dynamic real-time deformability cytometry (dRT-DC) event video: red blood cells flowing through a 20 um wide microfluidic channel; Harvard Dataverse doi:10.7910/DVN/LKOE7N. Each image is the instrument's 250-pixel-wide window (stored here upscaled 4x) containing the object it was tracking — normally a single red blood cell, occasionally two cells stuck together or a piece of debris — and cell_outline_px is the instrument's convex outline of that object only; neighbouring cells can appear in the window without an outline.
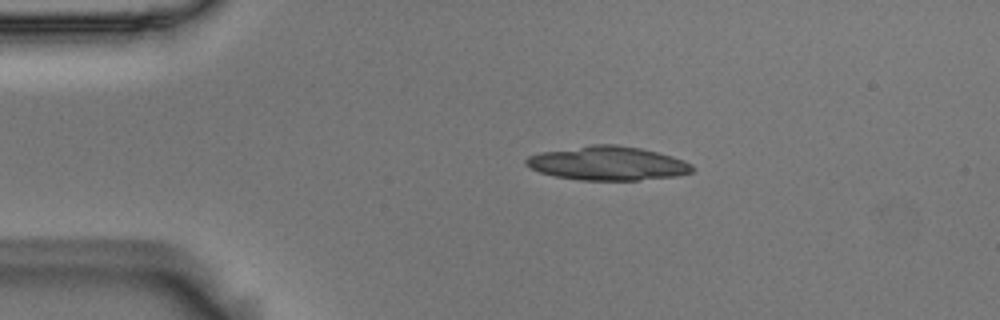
{"species": "Egyptian fruit bat (a non-hibernating species)", "species_latin": "Rousettus aegyptiacus", "temperature_condition": "room temperature", "stored_images_in_passage": 53, "camera_frame_rate_fps": 3000, "um_per_image_px": 0.085, "animal": {"sex": "male"}, "frame": {"image": 1, "passage_image": 10, "time_ms": 3.0, "image_size_px": [1000, 320], "cell_outline_px": [[696, 168], [692, 172], [676, 176], [640, 180], [580, 180], [556, 176], [540, 172], [524, 164], [524, 160], [528, 156], [540, 152], [592, 144], [616, 144], [640, 148], [672, 156], [684, 160], [692, 164]], "centroid_in_image_um": [51.67, 13.88], "position_along_channel_um": 33.3, "area_um2": 32.95}}